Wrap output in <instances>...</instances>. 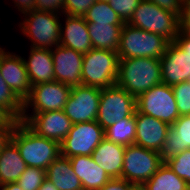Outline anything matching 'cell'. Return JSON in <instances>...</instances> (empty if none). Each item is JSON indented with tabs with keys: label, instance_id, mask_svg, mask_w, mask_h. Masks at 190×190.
Wrapping results in <instances>:
<instances>
[{
	"label": "cell",
	"instance_id": "7c38bea8",
	"mask_svg": "<svg viewBox=\"0 0 190 190\" xmlns=\"http://www.w3.org/2000/svg\"><path fill=\"white\" fill-rule=\"evenodd\" d=\"M101 89L80 85L71 87L63 112L72 124L94 121L97 118Z\"/></svg>",
	"mask_w": 190,
	"mask_h": 190
},
{
	"label": "cell",
	"instance_id": "9a60e30c",
	"mask_svg": "<svg viewBox=\"0 0 190 190\" xmlns=\"http://www.w3.org/2000/svg\"><path fill=\"white\" fill-rule=\"evenodd\" d=\"M0 73L10 89L24 101L30 94L31 83L24 63V57L5 52L0 47Z\"/></svg>",
	"mask_w": 190,
	"mask_h": 190
},
{
	"label": "cell",
	"instance_id": "277c9868",
	"mask_svg": "<svg viewBox=\"0 0 190 190\" xmlns=\"http://www.w3.org/2000/svg\"><path fill=\"white\" fill-rule=\"evenodd\" d=\"M129 25L156 33L173 42L180 31V18L148 0H141Z\"/></svg>",
	"mask_w": 190,
	"mask_h": 190
},
{
	"label": "cell",
	"instance_id": "f35d334b",
	"mask_svg": "<svg viewBox=\"0 0 190 190\" xmlns=\"http://www.w3.org/2000/svg\"><path fill=\"white\" fill-rule=\"evenodd\" d=\"M180 30L190 36V0H187L186 8L180 18Z\"/></svg>",
	"mask_w": 190,
	"mask_h": 190
},
{
	"label": "cell",
	"instance_id": "e575fe53",
	"mask_svg": "<svg viewBox=\"0 0 190 190\" xmlns=\"http://www.w3.org/2000/svg\"><path fill=\"white\" fill-rule=\"evenodd\" d=\"M151 3L156 4L162 9H165L181 18L185 8L187 0H148Z\"/></svg>",
	"mask_w": 190,
	"mask_h": 190
},
{
	"label": "cell",
	"instance_id": "f546056e",
	"mask_svg": "<svg viewBox=\"0 0 190 190\" xmlns=\"http://www.w3.org/2000/svg\"><path fill=\"white\" fill-rule=\"evenodd\" d=\"M167 166L190 186V149L184 150L165 161Z\"/></svg>",
	"mask_w": 190,
	"mask_h": 190
},
{
	"label": "cell",
	"instance_id": "cb8c5ba5",
	"mask_svg": "<svg viewBox=\"0 0 190 190\" xmlns=\"http://www.w3.org/2000/svg\"><path fill=\"white\" fill-rule=\"evenodd\" d=\"M26 167L16 144L10 140L0 153V186L17 182Z\"/></svg>",
	"mask_w": 190,
	"mask_h": 190
},
{
	"label": "cell",
	"instance_id": "7402d4cb",
	"mask_svg": "<svg viewBox=\"0 0 190 190\" xmlns=\"http://www.w3.org/2000/svg\"><path fill=\"white\" fill-rule=\"evenodd\" d=\"M187 149H190V115H182L168 130L160 152L161 160L165 162Z\"/></svg>",
	"mask_w": 190,
	"mask_h": 190
},
{
	"label": "cell",
	"instance_id": "e0dca14e",
	"mask_svg": "<svg viewBox=\"0 0 190 190\" xmlns=\"http://www.w3.org/2000/svg\"><path fill=\"white\" fill-rule=\"evenodd\" d=\"M159 60L161 62L162 83L173 86L188 81L190 56L174 41L169 43L166 52Z\"/></svg>",
	"mask_w": 190,
	"mask_h": 190
},
{
	"label": "cell",
	"instance_id": "f1b7e54d",
	"mask_svg": "<svg viewBox=\"0 0 190 190\" xmlns=\"http://www.w3.org/2000/svg\"><path fill=\"white\" fill-rule=\"evenodd\" d=\"M0 105L7 108L19 121L23 113V101L10 89L0 73Z\"/></svg>",
	"mask_w": 190,
	"mask_h": 190
},
{
	"label": "cell",
	"instance_id": "3957f363",
	"mask_svg": "<svg viewBox=\"0 0 190 190\" xmlns=\"http://www.w3.org/2000/svg\"><path fill=\"white\" fill-rule=\"evenodd\" d=\"M170 41L163 36L151 33L125 23L121 29L119 59L124 58H157L166 52Z\"/></svg>",
	"mask_w": 190,
	"mask_h": 190
},
{
	"label": "cell",
	"instance_id": "8fae6325",
	"mask_svg": "<svg viewBox=\"0 0 190 190\" xmlns=\"http://www.w3.org/2000/svg\"><path fill=\"white\" fill-rule=\"evenodd\" d=\"M71 87L58 81L33 85L29 96L23 101V113L63 110ZM28 109V110H27Z\"/></svg>",
	"mask_w": 190,
	"mask_h": 190
},
{
	"label": "cell",
	"instance_id": "4dcf8cb0",
	"mask_svg": "<svg viewBox=\"0 0 190 190\" xmlns=\"http://www.w3.org/2000/svg\"><path fill=\"white\" fill-rule=\"evenodd\" d=\"M46 179V170L27 166L17 183L23 190H38Z\"/></svg>",
	"mask_w": 190,
	"mask_h": 190
},
{
	"label": "cell",
	"instance_id": "d6986e66",
	"mask_svg": "<svg viewBox=\"0 0 190 190\" xmlns=\"http://www.w3.org/2000/svg\"><path fill=\"white\" fill-rule=\"evenodd\" d=\"M125 146L116 144L104 138L92 153V159L107 175L113 178H122V166Z\"/></svg>",
	"mask_w": 190,
	"mask_h": 190
},
{
	"label": "cell",
	"instance_id": "4fadbf2b",
	"mask_svg": "<svg viewBox=\"0 0 190 190\" xmlns=\"http://www.w3.org/2000/svg\"><path fill=\"white\" fill-rule=\"evenodd\" d=\"M41 137L61 143L72 127L71 120L63 110L41 113H22L21 120Z\"/></svg>",
	"mask_w": 190,
	"mask_h": 190
},
{
	"label": "cell",
	"instance_id": "d590c367",
	"mask_svg": "<svg viewBox=\"0 0 190 190\" xmlns=\"http://www.w3.org/2000/svg\"><path fill=\"white\" fill-rule=\"evenodd\" d=\"M35 10L64 15V0H35Z\"/></svg>",
	"mask_w": 190,
	"mask_h": 190
},
{
	"label": "cell",
	"instance_id": "7bdbcfd3",
	"mask_svg": "<svg viewBox=\"0 0 190 190\" xmlns=\"http://www.w3.org/2000/svg\"><path fill=\"white\" fill-rule=\"evenodd\" d=\"M38 190H58V189L48 179H45Z\"/></svg>",
	"mask_w": 190,
	"mask_h": 190
},
{
	"label": "cell",
	"instance_id": "7a4b0ae2",
	"mask_svg": "<svg viewBox=\"0 0 190 190\" xmlns=\"http://www.w3.org/2000/svg\"><path fill=\"white\" fill-rule=\"evenodd\" d=\"M11 140L30 167L46 170L61 155L60 143L37 135L22 121L13 129Z\"/></svg>",
	"mask_w": 190,
	"mask_h": 190
},
{
	"label": "cell",
	"instance_id": "44dd1931",
	"mask_svg": "<svg viewBox=\"0 0 190 190\" xmlns=\"http://www.w3.org/2000/svg\"><path fill=\"white\" fill-rule=\"evenodd\" d=\"M28 59H24L31 85L54 81V65L51 49L30 47Z\"/></svg>",
	"mask_w": 190,
	"mask_h": 190
},
{
	"label": "cell",
	"instance_id": "74e56055",
	"mask_svg": "<svg viewBox=\"0 0 190 190\" xmlns=\"http://www.w3.org/2000/svg\"><path fill=\"white\" fill-rule=\"evenodd\" d=\"M19 120L4 106L0 105V126L15 127Z\"/></svg>",
	"mask_w": 190,
	"mask_h": 190
},
{
	"label": "cell",
	"instance_id": "ac0fdd59",
	"mask_svg": "<svg viewBox=\"0 0 190 190\" xmlns=\"http://www.w3.org/2000/svg\"><path fill=\"white\" fill-rule=\"evenodd\" d=\"M65 25L60 26L59 45L71 48L82 54L88 53L93 47L84 17L64 15ZM64 28V29H63Z\"/></svg>",
	"mask_w": 190,
	"mask_h": 190
},
{
	"label": "cell",
	"instance_id": "f6af8a7d",
	"mask_svg": "<svg viewBox=\"0 0 190 190\" xmlns=\"http://www.w3.org/2000/svg\"><path fill=\"white\" fill-rule=\"evenodd\" d=\"M97 1L106 2V3L109 2V0H97Z\"/></svg>",
	"mask_w": 190,
	"mask_h": 190
},
{
	"label": "cell",
	"instance_id": "d6a6232c",
	"mask_svg": "<svg viewBox=\"0 0 190 190\" xmlns=\"http://www.w3.org/2000/svg\"><path fill=\"white\" fill-rule=\"evenodd\" d=\"M141 0H109L111 8L127 23Z\"/></svg>",
	"mask_w": 190,
	"mask_h": 190
},
{
	"label": "cell",
	"instance_id": "8d00e7d4",
	"mask_svg": "<svg viewBox=\"0 0 190 190\" xmlns=\"http://www.w3.org/2000/svg\"><path fill=\"white\" fill-rule=\"evenodd\" d=\"M134 185L122 178L110 179L99 190H131Z\"/></svg>",
	"mask_w": 190,
	"mask_h": 190
},
{
	"label": "cell",
	"instance_id": "5b68a950",
	"mask_svg": "<svg viewBox=\"0 0 190 190\" xmlns=\"http://www.w3.org/2000/svg\"><path fill=\"white\" fill-rule=\"evenodd\" d=\"M118 53L92 48L83 55L82 85L104 89L116 84Z\"/></svg>",
	"mask_w": 190,
	"mask_h": 190
},
{
	"label": "cell",
	"instance_id": "ee69618b",
	"mask_svg": "<svg viewBox=\"0 0 190 190\" xmlns=\"http://www.w3.org/2000/svg\"><path fill=\"white\" fill-rule=\"evenodd\" d=\"M131 190H146L143 186L134 185Z\"/></svg>",
	"mask_w": 190,
	"mask_h": 190
},
{
	"label": "cell",
	"instance_id": "9c48e42d",
	"mask_svg": "<svg viewBox=\"0 0 190 190\" xmlns=\"http://www.w3.org/2000/svg\"><path fill=\"white\" fill-rule=\"evenodd\" d=\"M136 98L116 84L101 89L96 122L105 130L114 123L135 115Z\"/></svg>",
	"mask_w": 190,
	"mask_h": 190
},
{
	"label": "cell",
	"instance_id": "52a82bcc",
	"mask_svg": "<svg viewBox=\"0 0 190 190\" xmlns=\"http://www.w3.org/2000/svg\"><path fill=\"white\" fill-rule=\"evenodd\" d=\"M163 163L159 152L131 144L125 147L122 179L143 186Z\"/></svg>",
	"mask_w": 190,
	"mask_h": 190
},
{
	"label": "cell",
	"instance_id": "603a6c76",
	"mask_svg": "<svg viewBox=\"0 0 190 190\" xmlns=\"http://www.w3.org/2000/svg\"><path fill=\"white\" fill-rule=\"evenodd\" d=\"M48 179L58 190H83L80 179L75 175L70 160L60 155L46 169Z\"/></svg>",
	"mask_w": 190,
	"mask_h": 190
},
{
	"label": "cell",
	"instance_id": "484cf974",
	"mask_svg": "<svg viewBox=\"0 0 190 190\" xmlns=\"http://www.w3.org/2000/svg\"><path fill=\"white\" fill-rule=\"evenodd\" d=\"M143 187L146 190H185L188 185L164 162Z\"/></svg>",
	"mask_w": 190,
	"mask_h": 190
},
{
	"label": "cell",
	"instance_id": "1f68e13d",
	"mask_svg": "<svg viewBox=\"0 0 190 190\" xmlns=\"http://www.w3.org/2000/svg\"><path fill=\"white\" fill-rule=\"evenodd\" d=\"M179 115H190V83L184 81L172 86Z\"/></svg>",
	"mask_w": 190,
	"mask_h": 190
},
{
	"label": "cell",
	"instance_id": "ab89813d",
	"mask_svg": "<svg viewBox=\"0 0 190 190\" xmlns=\"http://www.w3.org/2000/svg\"><path fill=\"white\" fill-rule=\"evenodd\" d=\"M174 42L188 55L190 56V36L185 35L181 30L176 36Z\"/></svg>",
	"mask_w": 190,
	"mask_h": 190
},
{
	"label": "cell",
	"instance_id": "ffe728a7",
	"mask_svg": "<svg viewBox=\"0 0 190 190\" xmlns=\"http://www.w3.org/2000/svg\"><path fill=\"white\" fill-rule=\"evenodd\" d=\"M75 175L80 179L83 190H99L111 178L99 167L92 156L76 155L69 158Z\"/></svg>",
	"mask_w": 190,
	"mask_h": 190
},
{
	"label": "cell",
	"instance_id": "8992f818",
	"mask_svg": "<svg viewBox=\"0 0 190 190\" xmlns=\"http://www.w3.org/2000/svg\"><path fill=\"white\" fill-rule=\"evenodd\" d=\"M24 15L25 19L18 26L20 25L23 35L31 40L30 47L52 49L59 45L61 26L59 18H61V14L31 10Z\"/></svg>",
	"mask_w": 190,
	"mask_h": 190
},
{
	"label": "cell",
	"instance_id": "60d3db41",
	"mask_svg": "<svg viewBox=\"0 0 190 190\" xmlns=\"http://www.w3.org/2000/svg\"><path fill=\"white\" fill-rule=\"evenodd\" d=\"M15 127L0 126V153L4 146L11 140V135Z\"/></svg>",
	"mask_w": 190,
	"mask_h": 190
},
{
	"label": "cell",
	"instance_id": "4316f807",
	"mask_svg": "<svg viewBox=\"0 0 190 190\" xmlns=\"http://www.w3.org/2000/svg\"><path fill=\"white\" fill-rule=\"evenodd\" d=\"M105 138L116 144L129 146L134 144L136 137L135 115L124 118L104 130Z\"/></svg>",
	"mask_w": 190,
	"mask_h": 190
},
{
	"label": "cell",
	"instance_id": "b9f144b4",
	"mask_svg": "<svg viewBox=\"0 0 190 190\" xmlns=\"http://www.w3.org/2000/svg\"><path fill=\"white\" fill-rule=\"evenodd\" d=\"M0 190H23L20 185L15 183H8L0 186Z\"/></svg>",
	"mask_w": 190,
	"mask_h": 190
},
{
	"label": "cell",
	"instance_id": "836d02e7",
	"mask_svg": "<svg viewBox=\"0 0 190 190\" xmlns=\"http://www.w3.org/2000/svg\"><path fill=\"white\" fill-rule=\"evenodd\" d=\"M97 0H64V15L83 17Z\"/></svg>",
	"mask_w": 190,
	"mask_h": 190
},
{
	"label": "cell",
	"instance_id": "5bb4252c",
	"mask_svg": "<svg viewBox=\"0 0 190 190\" xmlns=\"http://www.w3.org/2000/svg\"><path fill=\"white\" fill-rule=\"evenodd\" d=\"M54 65V81L69 87L82 85L83 55L71 48L57 45L51 49Z\"/></svg>",
	"mask_w": 190,
	"mask_h": 190
},
{
	"label": "cell",
	"instance_id": "83f0119b",
	"mask_svg": "<svg viewBox=\"0 0 190 190\" xmlns=\"http://www.w3.org/2000/svg\"><path fill=\"white\" fill-rule=\"evenodd\" d=\"M83 17L87 23L125 24L109 3L101 1H96Z\"/></svg>",
	"mask_w": 190,
	"mask_h": 190
},
{
	"label": "cell",
	"instance_id": "ba28073f",
	"mask_svg": "<svg viewBox=\"0 0 190 190\" xmlns=\"http://www.w3.org/2000/svg\"><path fill=\"white\" fill-rule=\"evenodd\" d=\"M136 110L172 125L179 117L172 86L160 83L136 98Z\"/></svg>",
	"mask_w": 190,
	"mask_h": 190
},
{
	"label": "cell",
	"instance_id": "30bf717a",
	"mask_svg": "<svg viewBox=\"0 0 190 190\" xmlns=\"http://www.w3.org/2000/svg\"><path fill=\"white\" fill-rule=\"evenodd\" d=\"M104 138V129L96 120L72 124L68 135L60 143L61 155L67 158L90 156Z\"/></svg>",
	"mask_w": 190,
	"mask_h": 190
},
{
	"label": "cell",
	"instance_id": "d4e9b609",
	"mask_svg": "<svg viewBox=\"0 0 190 190\" xmlns=\"http://www.w3.org/2000/svg\"><path fill=\"white\" fill-rule=\"evenodd\" d=\"M92 47L117 52L123 25L87 23Z\"/></svg>",
	"mask_w": 190,
	"mask_h": 190
},
{
	"label": "cell",
	"instance_id": "6da1fadb",
	"mask_svg": "<svg viewBox=\"0 0 190 190\" xmlns=\"http://www.w3.org/2000/svg\"><path fill=\"white\" fill-rule=\"evenodd\" d=\"M160 83H162V72L159 59H119L116 85L135 98Z\"/></svg>",
	"mask_w": 190,
	"mask_h": 190
},
{
	"label": "cell",
	"instance_id": "2e32d148",
	"mask_svg": "<svg viewBox=\"0 0 190 190\" xmlns=\"http://www.w3.org/2000/svg\"><path fill=\"white\" fill-rule=\"evenodd\" d=\"M136 137L134 144L161 152L170 125L152 116L135 111Z\"/></svg>",
	"mask_w": 190,
	"mask_h": 190
}]
</instances>
